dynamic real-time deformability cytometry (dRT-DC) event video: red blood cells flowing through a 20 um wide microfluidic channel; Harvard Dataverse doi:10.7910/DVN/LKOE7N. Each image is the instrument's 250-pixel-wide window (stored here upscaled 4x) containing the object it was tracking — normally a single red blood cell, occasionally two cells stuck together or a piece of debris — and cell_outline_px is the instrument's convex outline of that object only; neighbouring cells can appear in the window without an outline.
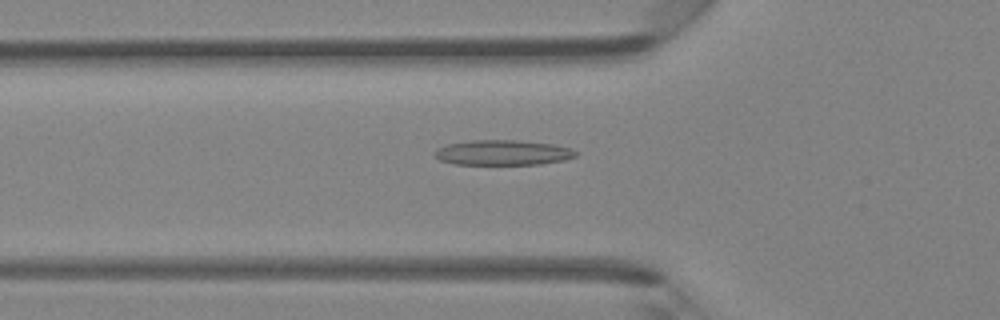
{"species": "Egyptian fruit bat (a non-hibernating species)", "species_latin": "Rousettus aegyptiacus", "temperature_condition": "room temperature", "stored_images_in_passage": 44, "camera_frame_rate_fps": 3000, "um_per_image_px": 0.085, "animal": {"sex": "female"}, "frame": {"image": 1, "passage_image": 14, "time_ms": 4.333, "image_size_px": [1000, 320], "cell_outline_px": [[576, 156], [564, 160], [540, 164], [456, 164], [440, 160], [432, 152], [448, 144], [472, 140], [516, 140], [552, 144], [572, 148], [576, 152]], "centroid_in_image_um": [42.75, 12.97], "position_along_channel_um": 83.0, "area_um2": 20.46}}
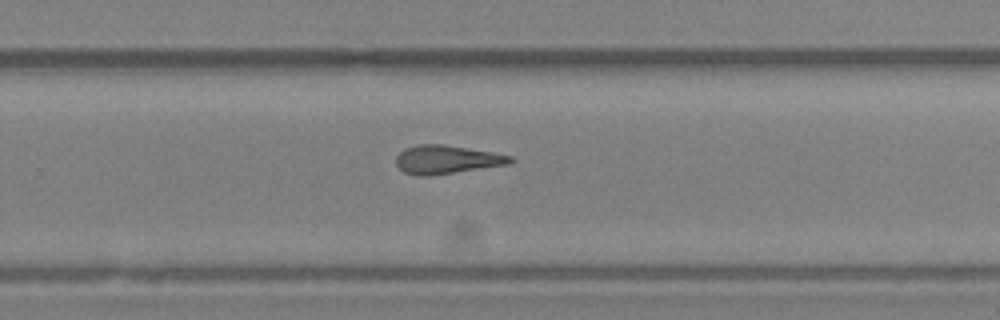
{"frame": {"image": 2, "passage_image": 28, "time_ms": 9.0, "image_size_px": [1000, 320], "cell_outline_px": [[516, 160], [508, 164], [428, 176], [420, 176], [404, 172], [396, 164], [396, 156], [404, 148], [420, 144], [444, 144], [512, 156]], "centroid_in_image_um": [37.94, 13.56], "position_along_channel_um": 291.9, "area_um2": 18.73}}
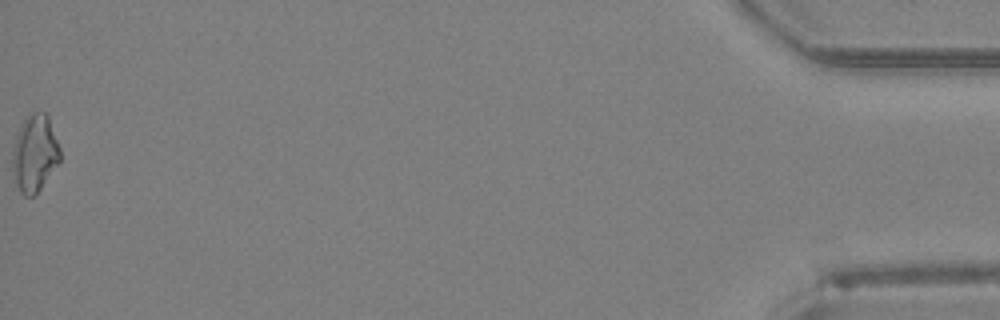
{"frame": {"image": 3, "passage_image": 44, "time_ms": 14.333, "image_size_px": [1000, 320], "cell_outline_px": [[60, 160], [36, 196], [24, 196], [20, 192], [16, 184], [12, 172], [12, 152], [16, 136], [28, 112], [44, 112], [48, 116], [60, 148]], "centroid_in_image_um": [2.94, 13.06], "position_along_channel_um": 432.3, "area_um2": 21.44}}